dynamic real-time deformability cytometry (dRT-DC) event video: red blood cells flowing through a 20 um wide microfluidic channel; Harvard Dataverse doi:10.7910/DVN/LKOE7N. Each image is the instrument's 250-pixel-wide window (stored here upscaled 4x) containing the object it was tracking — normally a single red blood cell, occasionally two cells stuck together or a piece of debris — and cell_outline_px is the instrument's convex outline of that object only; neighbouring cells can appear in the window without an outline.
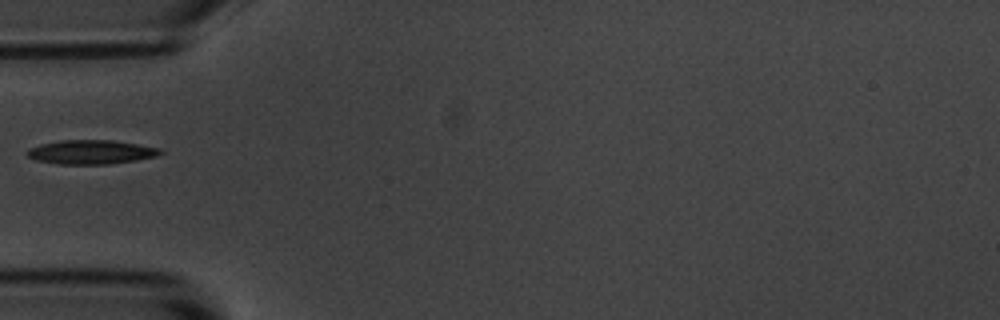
{"species": "common noctule bat (a hibernating species)", "species_latin": "Nyctalus noctula", "temperature_condition": "room temperature", "stored_images_in_passage": 2, "camera_frame_rate_fps": 3000, "um_per_image_px": 0.085, "animal": {"sex": "male", "body_mass_g": 20.1, "forearm_length_mm": 53.5}, "frame": {"image": 1, "passage_image": 1, "time_ms": 0.0, "image_size_px": [1000, 320], "cell_outline_px": [[164, 152], [156, 156], [136, 160], [108, 164], [56, 164], [36, 160], [28, 156], [24, 152], [28, 148], [40, 144], [60, 140], [112, 140], [160, 148]], "centroid_in_image_um": [7.69, 12.92], "position_along_channel_um": 77.3, "area_um2": 18.73}}